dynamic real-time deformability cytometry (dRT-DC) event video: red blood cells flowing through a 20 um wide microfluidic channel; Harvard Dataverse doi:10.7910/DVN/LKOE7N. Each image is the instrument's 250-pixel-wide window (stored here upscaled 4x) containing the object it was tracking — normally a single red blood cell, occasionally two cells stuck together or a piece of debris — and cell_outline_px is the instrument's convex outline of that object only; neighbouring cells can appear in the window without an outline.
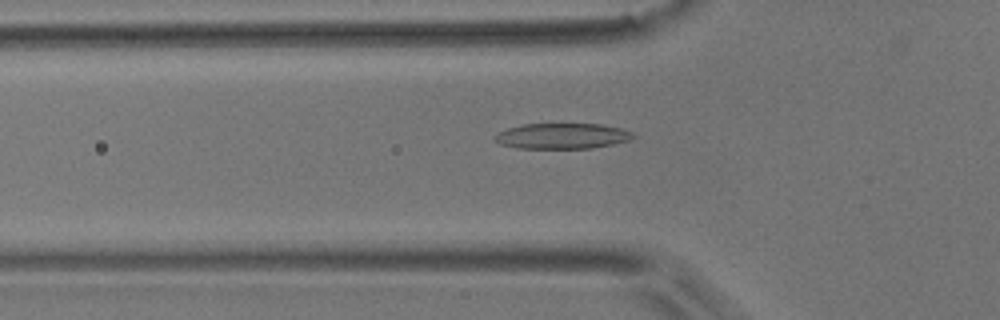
{"species": "common noctule bat (a hibernating species)", "species_latin": "Nyctalus noctula", "temperature_condition": "room temperature", "stored_images_in_passage": 48, "camera_frame_rate_fps": 3000, "um_per_image_px": 0.085, "animal": {"sex": "male", "body_mass_g": 17.9}, "frame": {"image": 1, "passage_image": 12, "time_ms": 3.667, "image_size_px": [1000, 320], "cell_outline_px": [[636, 136], [628, 140], [612, 144], [592, 148], [516, 148], [500, 144], [492, 140], [492, 136], [508, 128], [524, 124], [600, 124], [620, 128], [632, 132]], "centroid_in_image_um": [47.74, 11.56], "position_along_channel_um": 78.1, "area_um2": 20.58}}
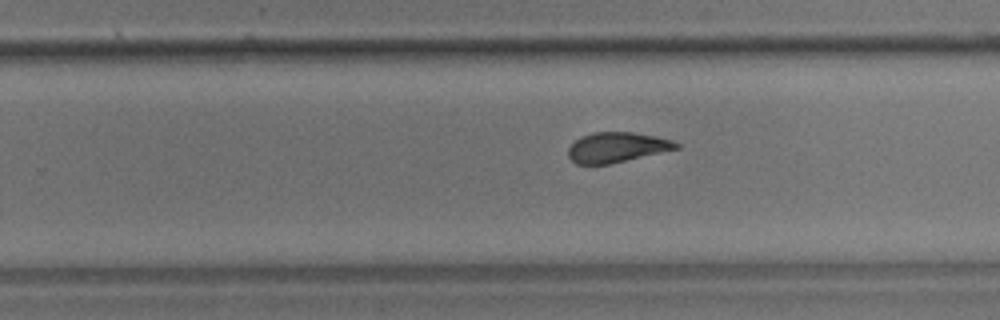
{"frame": {"image": 2, "passage_image": 28, "time_ms": 9.0, "image_size_px": [1000, 320], "cell_outline_px": [[680, 148], [608, 164], [576, 164], [568, 156], [568, 148], [580, 136], [592, 132], [632, 132], [672, 140], [680, 144]], "centroid_in_image_um": [52.41, 12.52], "position_along_channel_um": 277.4, "area_um2": 18.73}}
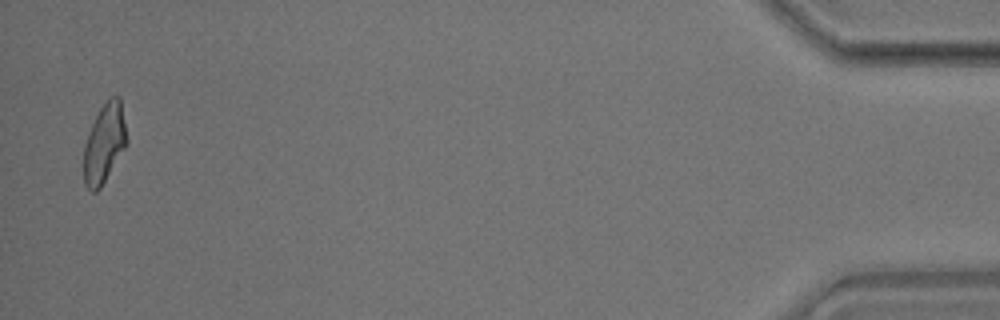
{"frame": {"image": 3, "passage_image": 47, "time_ms": 15.333, "image_size_px": [1000, 320], "cell_outline_px": [[128, 144], [100, 188], [96, 192], [92, 192], [84, 184], [84, 144], [88, 132], [100, 108], [112, 96], [120, 96], [128, 140]], "centroid_in_image_um": [8.88, 12.2], "position_along_channel_um": 426.3, "area_um2": 19.88}, "authors_computed_cell_mechanics": {"area_um2": 20.1144, "velocity_mm_per_s": 3.7247, "shape_relaxation_time_tau1_ms": 4.4603, "shape_relaxation_time_tau2_ms": 1.711, "deformation_change_tau1": 0.1691, "deformation_change_tau2": 0.1046}}